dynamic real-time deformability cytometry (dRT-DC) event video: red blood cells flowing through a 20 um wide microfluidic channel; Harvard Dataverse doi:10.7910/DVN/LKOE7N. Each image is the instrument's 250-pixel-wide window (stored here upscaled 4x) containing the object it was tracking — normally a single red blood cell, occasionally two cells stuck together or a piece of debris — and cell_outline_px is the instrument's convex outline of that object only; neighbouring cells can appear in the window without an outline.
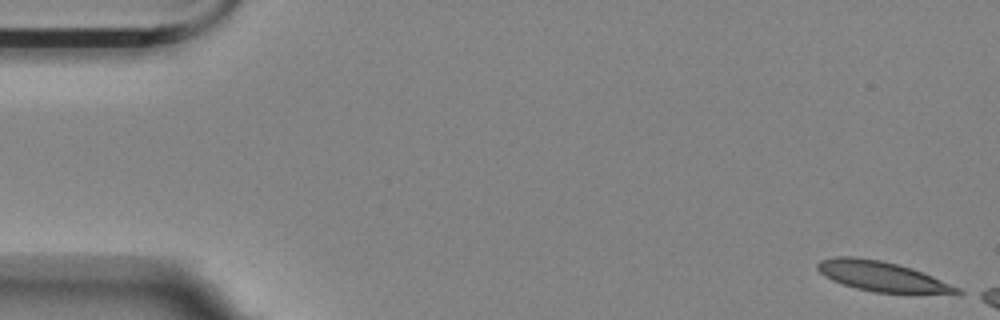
{"species": "Egyptian fruit bat (a non-hibernating species)", "species_latin": "Rousettus aegyptiacus", "temperature_condition": "room temperature", "stored_images_in_passage": 8, "camera_frame_rate_fps": 3000, "um_per_image_px": 0.085, "animal": {"sex": "female"}, "frame": {"image": 1, "passage_image": 1, "time_ms": 0.0, "image_size_px": [1000, 320], "cell_outline_px": [[968, 292], [960, 296], [872, 292], [856, 288], [832, 280], [824, 276], [816, 268], [816, 264], [820, 260], [836, 256], [852, 256], [880, 260], [912, 268], [932, 276], [960, 288]], "centroid_in_image_um": [75.11, 23.54], "position_along_channel_um": 9.9, "area_um2": 25.14}}